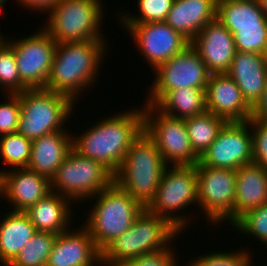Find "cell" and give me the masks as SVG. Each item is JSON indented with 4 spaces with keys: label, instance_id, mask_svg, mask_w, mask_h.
I'll list each match as a JSON object with an SVG mask.
<instances>
[{
    "label": "cell",
    "instance_id": "cell-9",
    "mask_svg": "<svg viewBox=\"0 0 267 266\" xmlns=\"http://www.w3.org/2000/svg\"><path fill=\"white\" fill-rule=\"evenodd\" d=\"M113 181L114 175L100 162L82 156L73 148L50 180L51 191L67 197L72 203L92 200Z\"/></svg>",
    "mask_w": 267,
    "mask_h": 266
},
{
    "label": "cell",
    "instance_id": "cell-16",
    "mask_svg": "<svg viewBox=\"0 0 267 266\" xmlns=\"http://www.w3.org/2000/svg\"><path fill=\"white\" fill-rule=\"evenodd\" d=\"M5 169L0 168V198L12 204V211L25 212L52 192L50 179L43 175L28 168Z\"/></svg>",
    "mask_w": 267,
    "mask_h": 266
},
{
    "label": "cell",
    "instance_id": "cell-5",
    "mask_svg": "<svg viewBox=\"0 0 267 266\" xmlns=\"http://www.w3.org/2000/svg\"><path fill=\"white\" fill-rule=\"evenodd\" d=\"M92 198L96 201L82 224L102 252L131 227L145 208L114 181Z\"/></svg>",
    "mask_w": 267,
    "mask_h": 266
},
{
    "label": "cell",
    "instance_id": "cell-41",
    "mask_svg": "<svg viewBox=\"0 0 267 266\" xmlns=\"http://www.w3.org/2000/svg\"><path fill=\"white\" fill-rule=\"evenodd\" d=\"M260 10L263 12L264 16L267 18V0H257Z\"/></svg>",
    "mask_w": 267,
    "mask_h": 266
},
{
    "label": "cell",
    "instance_id": "cell-30",
    "mask_svg": "<svg viewBox=\"0 0 267 266\" xmlns=\"http://www.w3.org/2000/svg\"><path fill=\"white\" fill-rule=\"evenodd\" d=\"M32 141L22 134L11 133L0 136V155L10 168H27L31 157Z\"/></svg>",
    "mask_w": 267,
    "mask_h": 266
},
{
    "label": "cell",
    "instance_id": "cell-31",
    "mask_svg": "<svg viewBox=\"0 0 267 266\" xmlns=\"http://www.w3.org/2000/svg\"><path fill=\"white\" fill-rule=\"evenodd\" d=\"M0 88L4 94H18L28 89L20 80L13 46L3 34L0 38Z\"/></svg>",
    "mask_w": 267,
    "mask_h": 266
},
{
    "label": "cell",
    "instance_id": "cell-18",
    "mask_svg": "<svg viewBox=\"0 0 267 266\" xmlns=\"http://www.w3.org/2000/svg\"><path fill=\"white\" fill-rule=\"evenodd\" d=\"M206 110L226 122H244L251 117V106L226 73L211 74L206 87Z\"/></svg>",
    "mask_w": 267,
    "mask_h": 266
},
{
    "label": "cell",
    "instance_id": "cell-32",
    "mask_svg": "<svg viewBox=\"0 0 267 266\" xmlns=\"http://www.w3.org/2000/svg\"><path fill=\"white\" fill-rule=\"evenodd\" d=\"M174 0H137L139 14H127L126 11L118 14L120 23H150L165 21ZM134 14V15H133Z\"/></svg>",
    "mask_w": 267,
    "mask_h": 266
},
{
    "label": "cell",
    "instance_id": "cell-33",
    "mask_svg": "<svg viewBox=\"0 0 267 266\" xmlns=\"http://www.w3.org/2000/svg\"><path fill=\"white\" fill-rule=\"evenodd\" d=\"M232 226L239 234L254 237L267 248V203L246 212Z\"/></svg>",
    "mask_w": 267,
    "mask_h": 266
},
{
    "label": "cell",
    "instance_id": "cell-28",
    "mask_svg": "<svg viewBox=\"0 0 267 266\" xmlns=\"http://www.w3.org/2000/svg\"><path fill=\"white\" fill-rule=\"evenodd\" d=\"M185 123L192 149L201 157L215 141L226 121L206 111L185 119Z\"/></svg>",
    "mask_w": 267,
    "mask_h": 266
},
{
    "label": "cell",
    "instance_id": "cell-35",
    "mask_svg": "<svg viewBox=\"0 0 267 266\" xmlns=\"http://www.w3.org/2000/svg\"><path fill=\"white\" fill-rule=\"evenodd\" d=\"M247 250L250 251V249L243 248L235 252L218 251L202 254L197 258L194 257L195 259H192L191 263L188 262V266H252V252Z\"/></svg>",
    "mask_w": 267,
    "mask_h": 266
},
{
    "label": "cell",
    "instance_id": "cell-14",
    "mask_svg": "<svg viewBox=\"0 0 267 266\" xmlns=\"http://www.w3.org/2000/svg\"><path fill=\"white\" fill-rule=\"evenodd\" d=\"M252 158L249 121L226 122L199 162L213 168L237 170L243 165L251 164Z\"/></svg>",
    "mask_w": 267,
    "mask_h": 266
},
{
    "label": "cell",
    "instance_id": "cell-4",
    "mask_svg": "<svg viewBox=\"0 0 267 266\" xmlns=\"http://www.w3.org/2000/svg\"><path fill=\"white\" fill-rule=\"evenodd\" d=\"M167 166L154 141L143 131L114 174V182L147 208Z\"/></svg>",
    "mask_w": 267,
    "mask_h": 266
},
{
    "label": "cell",
    "instance_id": "cell-17",
    "mask_svg": "<svg viewBox=\"0 0 267 266\" xmlns=\"http://www.w3.org/2000/svg\"><path fill=\"white\" fill-rule=\"evenodd\" d=\"M191 45L211 74L226 73L236 53L232 33L217 17L202 28Z\"/></svg>",
    "mask_w": 267,
    "mask_h": 266
},
{
    "label": "cell",
    "instance_id": "cell-22",
    "mask_svg": "<svg viewBox=\"0 0 267 266\" xmlns=\"http://www.w3.org/2000/svg\"><path fill=\"white\" fill-rule=\"evenodd\" d=\"M216 11L217 0H174L165 22L191 43Z\"/></svg>",
    "mask_w": 267,
    "mask_h": 266
},
{
    "label": "cell",
    "instance_id": "cell-37",
    "mask_svg": "<svg viewBox=\"0 0 267 266\" xmlns=\"http://www.w3.org/2000/svg\"><path fill=\"white\" fill-rule=\"evenodd\" d=\"M7 102L0 103V136L16 133L20 120L19 94H3Z\"/></svg>",
    "mask_w": 267,
    "mask_h": 266
},
{
    "label": "cell",
    "instance_id": "cell-19",
    "mask_svg": "<svg viewBox=\"0 0 267 266\" xmlns=\"http://www.w3.org/2000/svg\"><path fill=\"white\" fill-rule=\"evenodd\" d=\"M100 264L101 252L82 224L77 231L71 227L57 235L46 266H102Z\"/></svg>",
    "mask_w": 267,
    "mask_h": 266
},
{
    "label": "cell",
    "instance_id": "cell-15",
    "mask_svg": "<svg viewBox=\"0 0 267 266\" xmlns=\"http://www.w3.org/2000/svg\"><path fill=\"white\" fill-rule=\"evenodd\" d=\"M137 45L152 71L182 52L191 43L165 21L150 23H121Z\"/></svg>",
    "mask_w": 267,
    "mask_h": 266
},
{
    "label": "cell",
    "instance_id": "cell-34",
    "mask_svg": "<svg viewBox=\"0 0 267 266\" xmlns=\"http://www.w3.org/2000/svg\"><path fill=\"white\" fill-rule=\"evenodd\" d=\"M232 35L236 51L267 55V25L237 27Z\"/></svg>",
    "mask_w": 267,
    "mask_h": 266
},
{
    "label": "cell",
    "instance_id": "cell-3",
    "mask_svg": "<svg viewBox=\"0 0 267 266\" xmlns=\"http://www.w3.org/2000/svg\"><path fill=\"white\" fill-rule=\"evenodd\" d=\"M180 233L167 218L145 208L131 227L101 252V265L121 266L140 255L171 247V241Z\"/></svg>",
    "mask_w": 267,
    "mask_h": 266
},
{
    "label": "cell",
    "instance_id": "cell-42",
    "mask_svg": "<svg viewBox=\"0 0 267 266\" xmlns=\"http://www.w3.org/2000/svg\"><path fill=\"white\" fill-rule=\"evenodd\" d=\"M6 0H0V12H2V9L1 8H3V6L6 4Z\"/></svg>",
    "mask_w": 267,
    "mask_h": 266
},
{
    "label": "cell",
    "instance_id": "cell-13",
    "mask_svg": "<svg viewBox=\"0 0 267 266\" xmlns=\"http://www.w3.org/2000/svg\"><path fill=\"white\" fill-rule=\"evenodd\" d=\"M35 32L17 40L10 37L7 41L13 46L21 82L28 89H44L57 43L43 28Z\"/></svg>",
    "mask_w": 267,
    "mask_h": 266
},
{
    "label": "cell",
    "instance_id": "cell-25",
    "mask_svg": "<svg viewBox=\"0 0 267 266\" xmlns=\"http://www.w3.org/2000/svg\"><path fill=\"white\" fill-rule=\"evenodd\" d=\"M0 220V262L9 266L38 232L25 212L10 211Z\"/></svg>",
    "mask_w": 267,
    "mask_h": 266
},
{
    "label": "cell",
    "instance_id": "cell-8",
    "mask_svg": "<svg viewBox=\"0 0 267 266\" xmlns=\"http://www.w3.org/2000/svg\"><path fill=\"white\" fill-rule=\"evenodd\" d=\"M195 204L198 208L196 165L167 166L156 195L146 209L167 218L183 232L192 220L183 209Z\"/></svg>",
    "mask_w": 267,
    "mask_h": 266
},
{
    "label": "cell",
    "instance_id": "cell-23",
    "mask_svg": "<svg viewBox=\"0 0 267 266\" xmlns=\"http://www.w3.org/2000/svg\"><path fill=\"white\" fill-rule=\"evenodd\" d=\"M70 201L67 197L51 192L29 207L25 214L37 231L60 234L70 229V223L74 220L71 218L73 203Z\"/></svg>",
    "mask_w": 267,
    "mask_h": 266
},
{
    "label": "cell",
    "instance_id": "cell-6",
    "mask_svg": "<svg viewBox=\"0 0 267 266\" xmlns=\"http://www.w3.org/2000/svg\"><path fill=\"white\" fill-rule=\"evenodd\" d=\"M18 94L21 109L19 134L32 141L59 130H67L65 123L76 107V102L70 97L45 89H27Z\"/></svg>",
    "mask_w": 267,
    "mask_h": 266
},
{
    "label": "cell",
    "instance_id": "cell-40",
    "mask_svg": "<svg viewBox=\"0 0 267 266\" xmlns=\"http://www.w3.org/2000/svg\"><path fill=\"white\" fill-rule=\"evenodd\" d=\"M251 118L267 122V83L262 95L251 107Z\"/></svg>",
    "mask_w": 267,
    "mask_h": 266
},
{
    "label": "cell",
    "instance_id": "cell-39",
    "mask_svg": "<svg viewBox=\"0 0 267 266\" xmlns=\"http://www.w3.org/2000/svg\"><path fill=\"white\" fill-rule=\"evenodd\" d=\"M17 3L19 1V4H22L20 6H23L31 10L38 11L39 13L42 11V13L46 12L45 15H47L48 12H50L56 4L60 0H16Z\"/></svg>",
    "mask_w": 267,
    "mask_h": 266
},
{
    "label": "cell",
    "instance_id": "cell-24",
    "mask_svg": "<svg viewBox=\"0 0 267 266\" xmlns=\"http://www.w3.org/2000/svg\"><path fill=\"white\" fill-rule=\"evenodd\" d=\"M267 203V171L254 163L243 165L236 173L234 223L246 212Z\"/></svg>",
    "mask_w": 267,
    "mask_h": 266
},
{
    "label": "cell",
    "instance_id": "cell-26",
    "mask_svg": "<svg viewBox=\"0 0 267 266\" xmlns=\"http://www.w3.org/2000/svg\"><path fill=\"white\" fill-rule=\"evenodd\" d=\"M159 111L179 119L206 112V89L185 87L167 92L155 105Z\"/></svg>",
    "mask_w": 267,
    "mask_h": 266
},
{
    "label": "cell",
    "instance_id": "cell-38",
    "mask_svg": "<svg viewBox=\"0 0 267 266\" xmlns=\"http://www.w3.org/2000/svg\"><path fill=\"white\" fill-rule=\"evenodd\" d=\"M174 251V252H173ZM175 249L167 247L157 252L140 255L121 266H179Z\"/></svg>",
    "mask_w": 267,
    "mask_h": 266
},
{
    "label": "cell",
    "instance_id": "cell-12",
    "mask_svg": "<svg viewBox=\"0 0 267 266\" xmlns=\"http://www.w3.org/2000/svg\"><path fill=\"white\" fill-rule=\"evenodd\" d=\"M145 104L155 105L167 92L193 87L206 89L211 73L196 49L190 44L182 52L159 65Z\"/></svg>",
    "mask_w": 267,
    "mask_h": 266
},
{
    "label": "cell",
    "instance_id": "cell-1",
    "mask_svg": "<svg viewBox=\"0 0 267 266\" xmlns=\"http://www.w3.org/2000/svg\"><path fill=\"white\" fill-rule=\"evenodd\" d=\"M141 109V110H140ZM144 131L143 105L127 109L97 122L84 133L72 137V148L82 156L100 162L113 175L132 143Z\"/></svg>",
    "mask_w": 267,
    "mask_h": 266
},
{
    "label": "cell",
    "instance_id": "cell-7",
    "mask_svg": "<svg viewBox=\"0 0 267 266\" xmlns=\"http://www.w3.org/2000/svg\"><path fill=\"white\" fill-rule=\"evenodd\" d=\"M101 0H60L48 12L43 28L56 43L106 40L101 23L104 16ZM102 21V22H101Z\"/></svg>",
    "mask_w": 267,
    "mask_h": 266
},
{
    "label": "cell",
    "instance_id": "cell-21",
    "mask_svg": "<svg viewBox=\"0 0 267 266\" xmlns=\"http://www.w3.org/2000/svg\"><path fill=\"white\" fill-rule=\"evenodd\" d=\"M71 149L72 135L68 130L41 136L32 140L27 168L51 180Z\"/></svg>",
    "mask_w": 267,
    "mask_h": 266
},
{
    "label": "cell",
    "instance_id": "cell-36",
    "mask_svg": "<svg viewBox=\"0 0 267 266\" xmlns=\"http://www.w3.org/2000/svg\"><path fill=\"white\" fill-rule=\"evenodd\" d=\"M252 134V163L267 171V122L249 118Z\"/></svg>",
    "mask_w": 267,
    "mask_h": 266
},
{
    "label": "cell",
    "instance_id": "cell-29",
    "mask_svg": "<svg viewBox=\"0 0 267 266\" xmlns=\"http://www.w3.org/2000/svg\"><path fill=\"white\" fill-rule=\"evenodd\" d=\"M57 235L38 231L9 266H46Z\"/></svg>",
    "mask_w": 267,
    "mask_h": 266
},
{
    "label": "cell",
    "instance_id": "cell-10",
    "mask_svg": "<svg viewBox=\"0 0 267 266\" xmlns=\"http://www.w3.org/2000/svg\"><path fill=\"white\" fill-rule=\"evenodd\" d=\"M144 132L154 141L169 166L196 165L200 157L192 149L185 119L174 118L154 105L144 104Z\"/></svg>",
    "mask_w": 267,
    "mask_h": 266
},
{
    "label": "cell",
    "instance_id": "cell-20",
    "mask_svg": "<svg viewBox=\"0 0 267 266\" xmlns=\"http://www.w3.org/2000/svg\"><path fill=\"white\" fill-rule=\"evenodd\" d=\"M252 107L262 95L267 83V55L236 51L226 72Z\"/></svg>",
    "mask_w": 267,
    "mask_h": 266
},
{
    "label": "cell",
    "instance_id": "cell-2",
    "mask_svg": "<svg viewBox=\"0 0 267 266\" xmlns=\"http://www.w3.org/2000/svg\"><path fill=\"white\" fill-rule=\"evenodd\" d=\"M108 41L89 40L83 42L57 43L51 71L45 90L70 97L74 102L80 92L94 88ZM100 65V66H99ZM98 74V75H97ZM93 85V86H92ZM91 86V87H90Z\"/></svg>",
    "mask_w": 267,
    "mask_h": 266
},
{
    "label": "cell",
    "instance_id": "cell-11",
    "mask_svg": "<svg viewBox=\"0 0 267 266\" xmlns=\"http://www.w3.org/2000/svg\"><path fill=\"white\" fill-rule=\"evenodd\" d=\"M236 173L234 169H222L196 164L197 197L199 210L207 222L215 227L226 221L234 224V199L236 193Z\"/></svg>",
    "mask_w": 267,
    "mask_h": 266
},
{
    "label": "cell",
    "instance_id": "cell-27",
    "mask_svg": "<svg viewBox=\"0 0 267 266\" xmlns=\"http://www.w3.org/2000/svg\"><path fill=\"white\" fill-rule=\"evenodd\" d=\"M216 17L232 34L237 27L267 25L257 0H217Z\"/></svg>",
    "mask_w": 267,
    "mask_h": 266
}]
</instances>
